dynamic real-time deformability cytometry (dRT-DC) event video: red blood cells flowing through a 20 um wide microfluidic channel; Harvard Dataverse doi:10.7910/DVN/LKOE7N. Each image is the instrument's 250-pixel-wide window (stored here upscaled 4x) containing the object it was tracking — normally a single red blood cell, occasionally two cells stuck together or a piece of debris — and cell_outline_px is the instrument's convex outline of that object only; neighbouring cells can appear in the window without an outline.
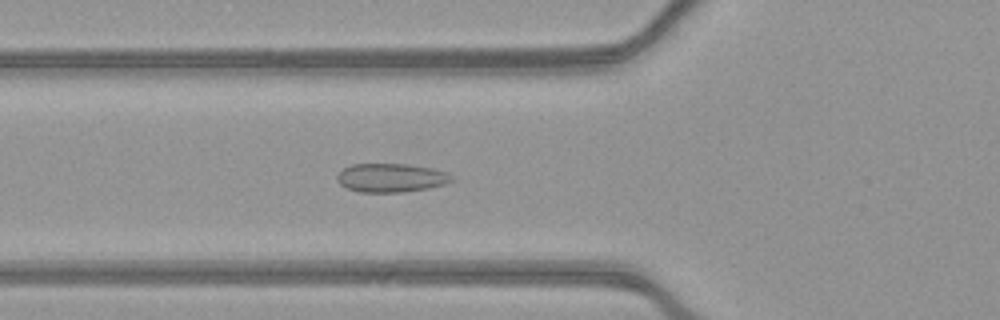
{"species": "common noctule bat (a hibernating species)", "species_latin": "Nyctalus noctula", "temperature_condition": "warm", "stored_images_in_passage": 53, "camera_frame_rate_fps": 3000, "um_per_image_px": 0.085, "animal": {"sex": "female", "body_mass_g": 21.9}, "frame": {"image": 1, "passage_image": 20, "time_ms": 6.333, "image_size_px": [1000, 320], "cell_outline_px": [[456, 180], [444, 184], [428, 188], [404, 192], [360, 192], [348, 188], [340, 184], [336, 180], [336, 176], [344, 168], [352, 164], [408, 164], [448, 172]], "centroid_in_image_um": [33.25, 15.11], "position_along_channel_um": 92.6, "area_um2": 19.13}}
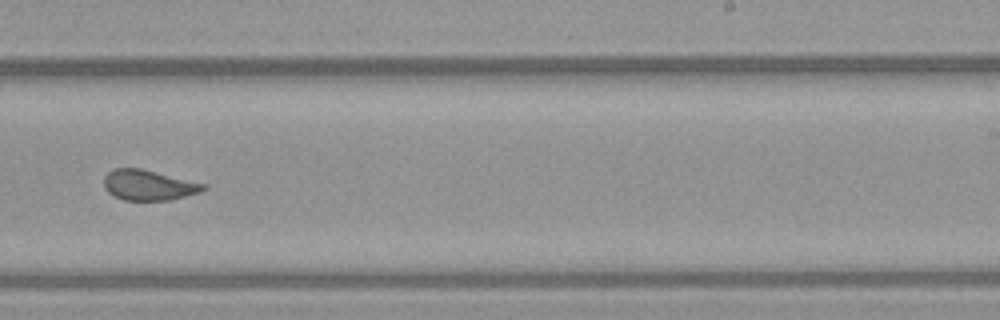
{"frame": {"image": 2, "passage_image": 34, "time_ms": 11.0, "image_size_px": [1000, 320], "cell_outline_px": [[208, 188], [200, 192], [168, 200], [124, 200], [108, 192], [104, 188], [104, 176], [112, 168], [140, 168], [208, 184]], "centroid_in_image_um": [12.64, 15.72], "position_along_channel_um": 276.4, "area_um2": 17.63}}
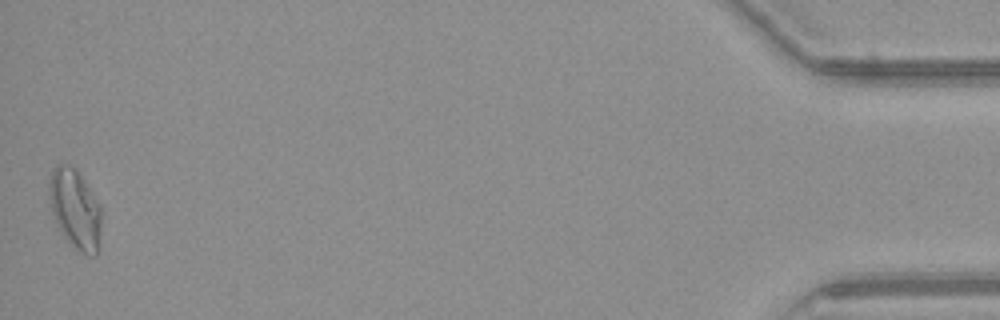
{"frame": {"image": 3, "passage_image": 53, "time_ms": 17.333, "image_size_px": [1000, 320], "cell_outline_px": [[100, 244], [96, 256], [88, 256], [76, 252], [68, 244], [52, 212], [48, 192], [48, 184], [52, 172], [56, 164], [68, 164], [76, 168], [100, 204]], "centroid_in_image_um": [6.39, 17.81], "position_along_channel_um": 428.8, "area_um2": 24.51}, "authors_computed_cell_mechanics": {"area_um2": 19.1318, "velocity_mm_per_s": 3.9244, "shape_relaxation_time_tau1_ms": null, "shape_relaxation_time_tau2_ms": 0.7181, "deformation_change_tau1": null, "deformation_change_tau2": 0.068}}